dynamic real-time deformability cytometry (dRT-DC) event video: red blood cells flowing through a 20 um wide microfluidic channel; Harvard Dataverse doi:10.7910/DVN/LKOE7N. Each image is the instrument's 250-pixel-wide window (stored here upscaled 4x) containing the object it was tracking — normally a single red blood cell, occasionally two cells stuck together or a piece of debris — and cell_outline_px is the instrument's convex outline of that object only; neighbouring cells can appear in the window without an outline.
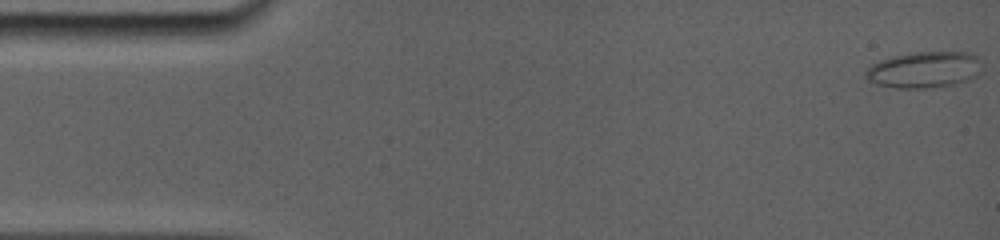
{"species": "common noctule bat (a hibernating species)", "species_latin": "Nyctalus noctula", "temperature_condition": "room temperature", "stored_images_in_passage": 15, "camera_frame_rate_fps": 5000, "um_per_image_px": 0.085, "animal": {"sex": "female", "body_mass_g": 19.0, "forearm_length_mm": 56.7}, "frame": {"image": 1, "passage_image": 1, "time_ms": 0.0, "image_size_px": [1000, 240], "cell_outline_px": [[980, 72], [976, 76], [968, 80], [952, 84], [932, 88], [896, 88], [872, 84], [864, 76], [864, 72], [872, 64], [880, 60], [892, 56], [916, 52], [972, 52], [976, 56]], "centroid_in_image_um": [78.49, 5.94], "position_along_channel_um": 6.5, "area_um2": 24.62}}